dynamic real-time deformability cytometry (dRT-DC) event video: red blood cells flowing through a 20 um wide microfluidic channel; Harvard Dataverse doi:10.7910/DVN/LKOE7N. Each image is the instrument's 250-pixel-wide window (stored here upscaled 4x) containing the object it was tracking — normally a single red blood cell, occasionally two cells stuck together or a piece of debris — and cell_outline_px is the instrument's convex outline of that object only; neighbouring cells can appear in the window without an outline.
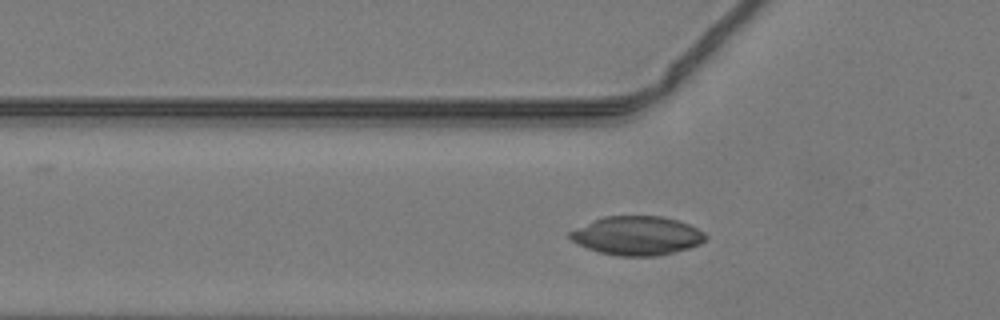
{"species": "common noctule bat (a hibernating species)", "species_latin": "Nyctalus noctula", "temperature_condition": "warm", "stored_images_in_passage": 35, "camera_frame_rate_fps": 3000, "um_per_image_px": 0.085, "animal": {"sex": "male", "body_mass_g": 19.2, "forearm_length_mm": 51.8}, "frame": {"image": 1, "passage_image": 8, "time_ms": 2.333, "image_size_px": [1000, 320], "cell_outline_px": [[708, 240], [700, 244], [688, 248], [656, 256], [620, 256], [600, 252], [588, 248], [572, 240], [568, 236], [568, 232], [592, 220], [604, 216], [660, 216], [676, 220], [688, 224], [704, 232], [708, 236]], "centroid_in_image_um": [54.16, 20.03], "position_along_channel_um": 71.6, "area_um2": 30.58}}
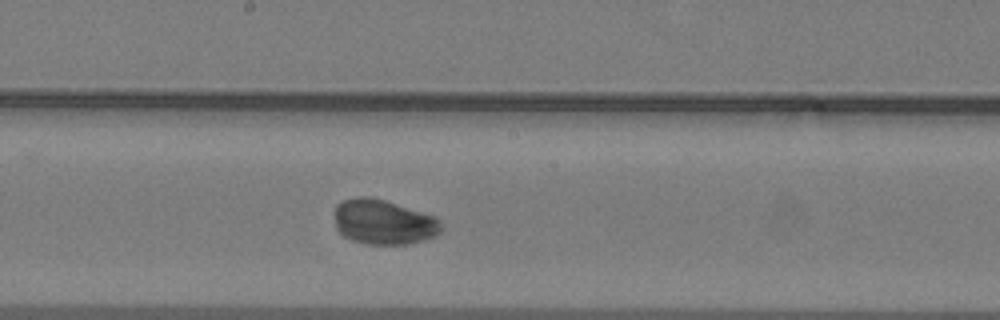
{"frame": {"image": 2, "passage_image": 18, "time_ms": 5.667, "image_size_px": [1000, 320], "cell_outline_px": [[444, 228], [436, 236], [424, 240], [408, 244], [368, 244], [352, 240], [344, 236], [336, 228], [332, 212], [336, 204], [344, 200], [356, 196], [372, 196], [436, 216], [440, 220]], "centroid_in_image_um": [32.59, 18.86], "position_along_channel_um": 215.6, "area_um2": 28.5}}
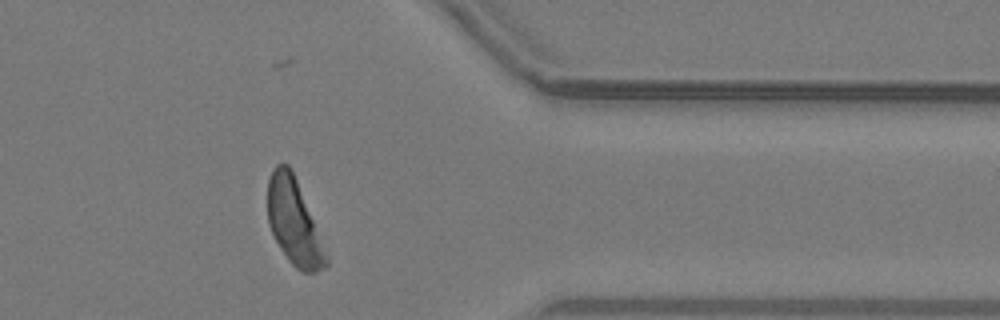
{"frame": {"image": 3, "passage_image": 31, "time_ms": 10.0, "image_size_px": [1000, 320], "cell_outline_px": [[328, 264], [324, 268], [316, 272], [304, 272], [296, 268], [288, 260], [280, 248], [268, 224], [268, 180], [276, 164], [288, 164], [292, 168], [328, 260]], "centroid_in_image_um": [24.95, 18.86], "position_along_channel_um": 386.5, "area_um2": 28.26}}